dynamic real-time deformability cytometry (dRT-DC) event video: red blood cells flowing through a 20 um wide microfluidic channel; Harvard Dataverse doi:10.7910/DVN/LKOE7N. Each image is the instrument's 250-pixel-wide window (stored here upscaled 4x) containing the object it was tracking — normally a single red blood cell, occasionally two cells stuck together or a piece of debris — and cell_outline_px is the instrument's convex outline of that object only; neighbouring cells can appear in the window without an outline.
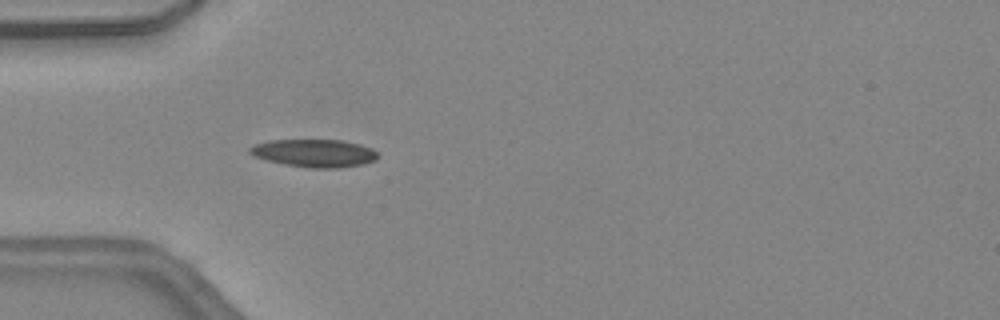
{"species": "common noctule bat (a hibernating species)", "species_latin": "Nyctalus noctula", "temperature_condition": "warm", "stored_images_in_passage": 14, "camera_frame_rate_fps": 3000, "um_per_image_px": 0.085, "animal": {"sex": "female", "body_mass_g": 24.6, "forearm_length_mm": 56.2}, "frame": {"image": 1, "passage_image": 11, "time_ms": 3.333, "image_size_px": [1000, 320], "cell_outline_px": [[376, 160], [364, 164], [336, 168], [312, 168], [284, 164], [268, 160], [256, 156], [248, 152], [248, 148], [256, 144], [268, 140], [340, 140], [360, 144], [372, 148], [376, 152]], "centroid_in_image_um": [26.72, 13.01], "position_along_channel_um": 58.3, "area_um2": 20.58}}